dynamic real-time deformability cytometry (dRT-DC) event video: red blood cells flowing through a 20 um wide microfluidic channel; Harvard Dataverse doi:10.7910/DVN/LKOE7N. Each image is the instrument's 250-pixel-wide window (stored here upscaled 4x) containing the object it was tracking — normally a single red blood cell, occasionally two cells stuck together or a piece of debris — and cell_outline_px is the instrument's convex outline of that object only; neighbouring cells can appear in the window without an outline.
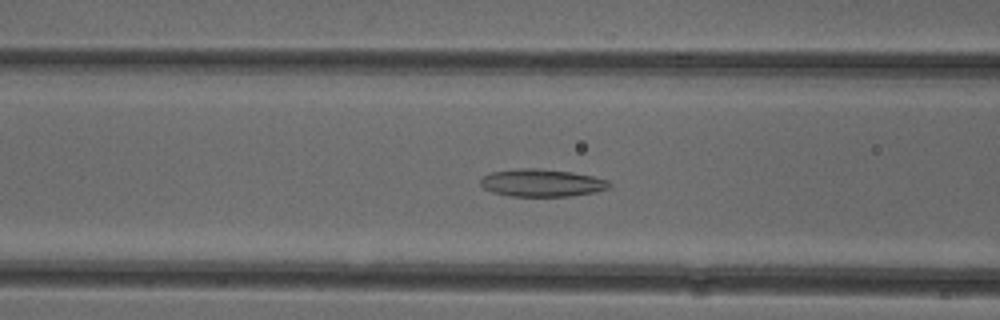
{"species": "common noctule bat (a hibernating species)", "species_latin": "Nyctalus noctula", "temperature_condition": "cold", "stored_images_in_passage": 52, "camera_frame_rate_fps": 3000, "um_per_image_px": 0.085, "animal": {"sex": "female"}, "frame": {"image": 1, "passage_image": 21, "time_ms": 6.667, "image_size_px": [1000, 320], "cell_outline_px": [[612, 184], [608, 188], [596, 192], [572, 196], [508, 196], [492, 192], [484, 188], [480, 184], [480, 180], [484, 176], [492, 172], [520, 168], [536, 168], [572, 172], [592, 176], [608, 180]], "centroid_in_image_um": [46.06, 15.55], "position_along_channel_um": 120.5, "area_um2": 20.69}}
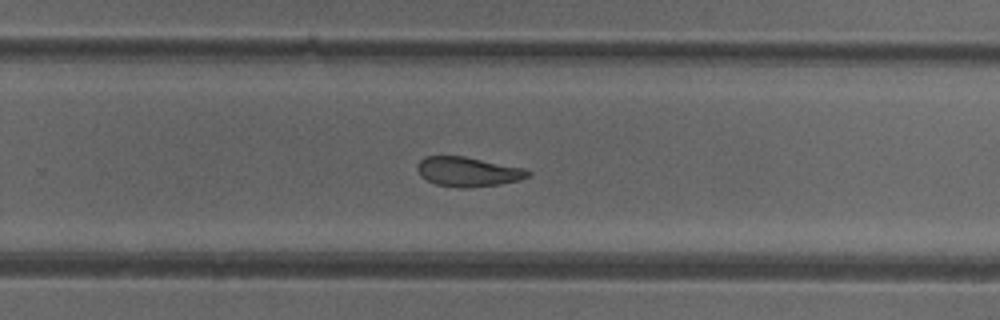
{"frame": {"image": 2, "passage_image": 34, "time_ms": 11.0, "image_size_px": [1000, 320], "cell_outline_px": [[532, 176], [520, 180], [500, 184], [464, 188], [456, 188], [436, 184], [420, 176], [416, 168], [420, 160], [424, 156], [464, 156], [524, 168], [532, 172]], "centroid_in_image_um": [39.79, 14.6], "position_along_channel_um": 290.0, "area_um2": 19.19}}
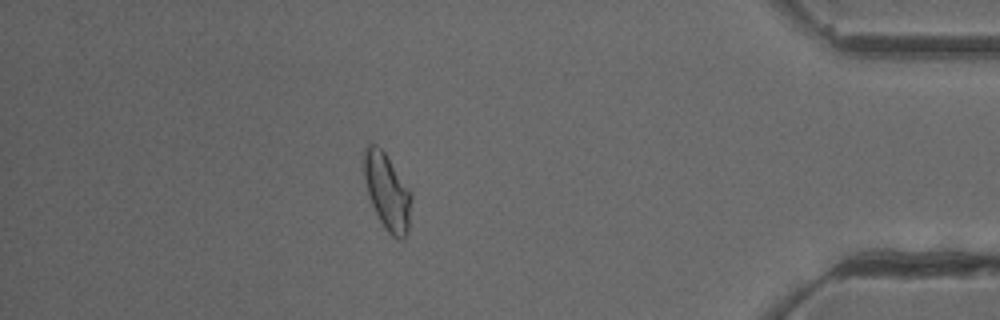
{"frame": {"image": 3, "passage_image": 46, "time_ms": 15.0, "image_size_px": [1000, 320], "cell_outline_px": [[412, 196], [408, 232], [404, 240], [396, 240], [384, 228], [368, 196], [364, 176], [364, 148], [368, 144], [376, 144], [384, 152], [412, 192]], "centroid_in_image_um": [32.93, 16.33], "position_along_channel_um": 402.3, "area_um2": 21.15}, "authors_computed_cell_mechanics": {"area_um2": 21.097, "velocity_mm_per_s": 3.919, "shape_relaxation_time_tau1_ms": null, "shape_relaxation_time_tau2_ms": 3.4121, "deformation_change_tau1": null, "deformation_change_tau2": 0.1052}}